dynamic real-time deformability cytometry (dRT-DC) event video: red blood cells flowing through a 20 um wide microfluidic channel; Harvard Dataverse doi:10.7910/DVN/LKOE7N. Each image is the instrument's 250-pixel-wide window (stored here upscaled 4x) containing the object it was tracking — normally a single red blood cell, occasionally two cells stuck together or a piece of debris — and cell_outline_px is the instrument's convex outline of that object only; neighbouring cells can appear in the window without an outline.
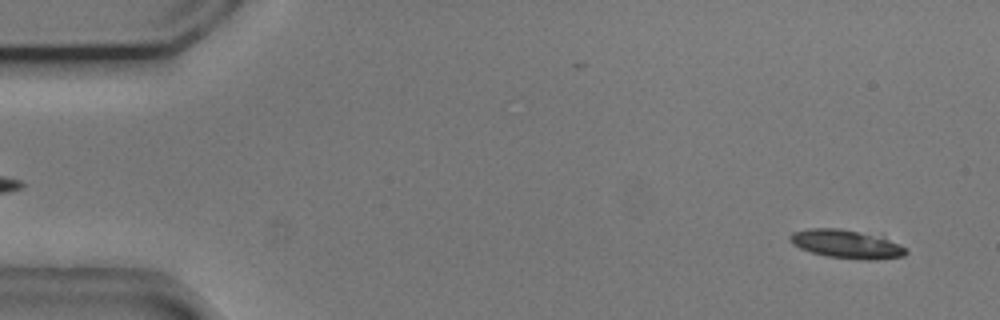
{"species": "common noctule bat (a hibernating species)", "species_latin": "Nyctalus noctula", "temperature_condition": "cold", "stored_images_in_passage": 54, "camera_frame_rate_fps": 3000, "um_per_image_px": 0.085, "animal": {"sex": "male", "body_mass_g": 20.5, "forearm_length_mm": 52.5}, "frame": {"image": 1, "passage_image": 3, "time_ms": 0.667, "image_size_px": [1000, 320], "cell_outline_px": [[908, 252], [904, 256], [876, 260], [864, 260], [828, 256], [812, 252], [800, 248], [792, 244], [788, 240], [788, 236], [792, 232], [808, 228], [840, 228], [884, 236], [904, 248]], "centroid_in_image_um": [71.93, 20.73], "position_along_channel_um": 13.1, "area_um2": 19.42}}
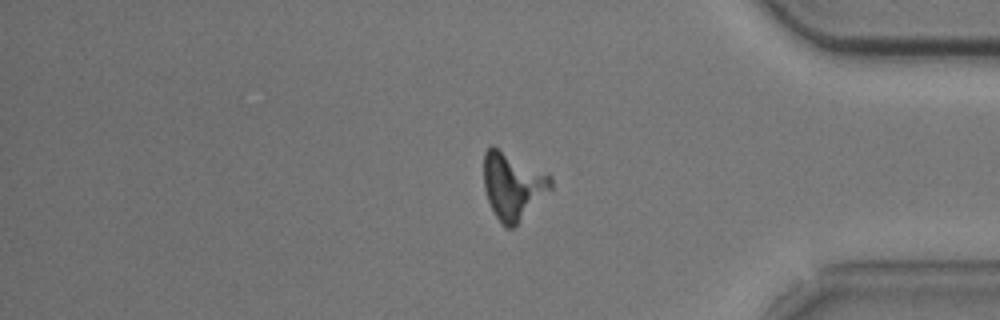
{"frame": {"image": 2, "passage_image": 45, "time_ms": 14.667, "image_size_px": [1000, 320], "cell_outline_px": [[552, 188], [512, 228], [504, 228], [496, 216], [488, 200], [484, 188], [484, 152], [492, 144], [552, 176]], "centroid_in_image_um": [43.57, 15.77], "position_along_channel_um": 391.6, "area_um2": 25.84}}
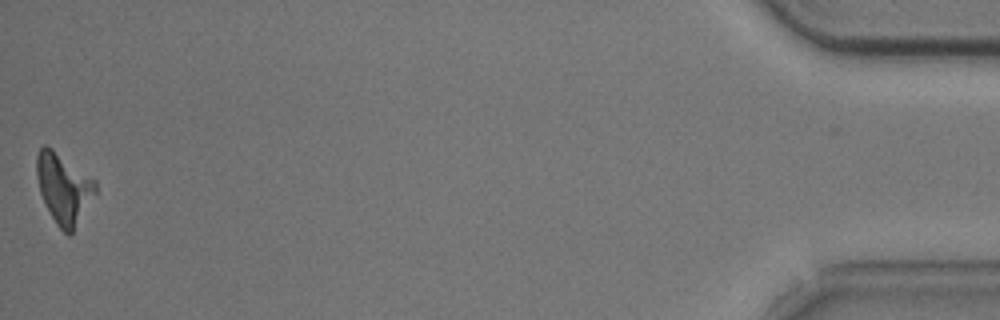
{"frame": {"image": 3, "passage_image": 54, "time_ms": 17.667, "image_size_px": [1000, 320], "cell_outline_px": [[96, 192], [72, 232], [68, 236], [56, 224], [40, 192], [36, 176], [36, 156], [40, 148], [44, 144], [52, 148], [96, 180]], "centroid_in_image_um": [5.4, 15.97], "position_along_channel_um": 429.8, "area_um2": 23.64}}